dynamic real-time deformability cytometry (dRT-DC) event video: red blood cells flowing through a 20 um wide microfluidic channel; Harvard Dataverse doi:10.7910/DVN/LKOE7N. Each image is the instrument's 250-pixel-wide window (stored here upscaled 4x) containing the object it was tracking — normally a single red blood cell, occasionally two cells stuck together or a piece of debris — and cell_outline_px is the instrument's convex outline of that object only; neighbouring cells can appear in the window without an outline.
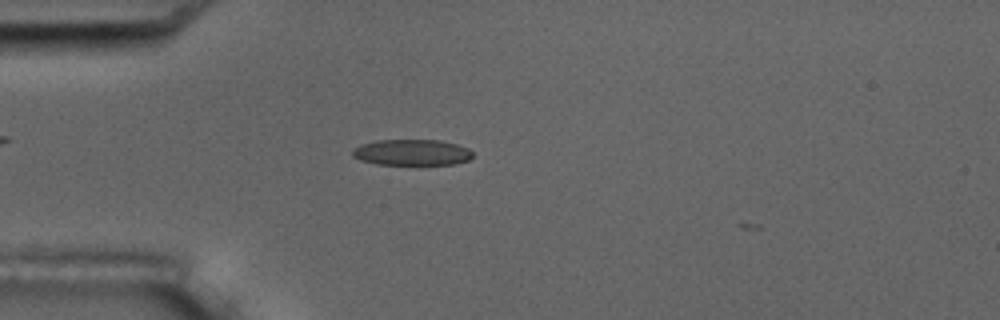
{"species": "common noctule bat (a hibernating species)", "species_latin": "Nyctalus noctula", "temperature_condition": "room temperature", "stored_images_in_passage": 3, "camera_frame_rate_fps": 3000, "um_per_image_px": 0.085, "animal": {"sex": "male", "body_mass_g": 17.5, "forearm_length_mm": 52.3}, "frame": {"image": 1, "passage_image": 2, "time_ms": 1.0, "image_size_px": [1000, 320], "cell_outline_px": [[472, 156], [468, 160], [452, 164], [376, 164], [360, 160], [352, 156], [352, 148], [360, 144], [376, 140], [440, 140], [456, 144], [468, 148], [472, 152]], "centroid_in_image_um": [34.96, 12.94], "position_along_channel_um": 50.0, "area_um2": 18.21}}